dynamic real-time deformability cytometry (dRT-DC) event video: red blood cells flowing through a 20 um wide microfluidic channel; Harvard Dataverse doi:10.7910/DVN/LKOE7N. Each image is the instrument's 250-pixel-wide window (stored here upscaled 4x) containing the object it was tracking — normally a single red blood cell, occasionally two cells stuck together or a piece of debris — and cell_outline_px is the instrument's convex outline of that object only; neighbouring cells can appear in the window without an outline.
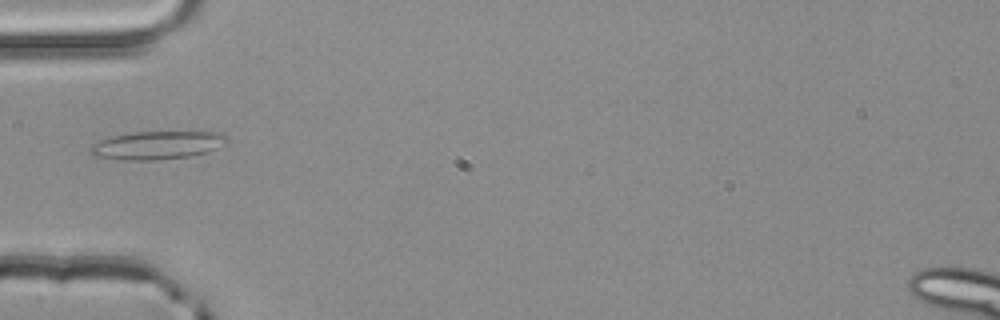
{"species": "common noctule bat (a hibernating species)", "species_latin": "Nyctalus noctula", "temperature_condition": "room temperature", "stored_images_in_passage": 2, "camera_frame_rate_fps": 3000, "um_per_image_px": 0.085, "animal": {"sex": "male", "body_mass_g": 20.4}, "frame": {"image": 1, "passage_image": 2, "time_ms": 0.333, "image_size_px": [1000, 320], "cell_outline_px": [[228, 140], [216, 148], [208, 152], [188, 156], [156, 160], [120, 160], [92, 156], [88, 152], [88, 148], [92, 144], [100, 140], [112, 136], [132, 132], [224, 132], [228, 136]], "centroid_in_image_um": [13.31, 12.34], "position_along_channel_um": 71.7, "area_um2": 22.6}}